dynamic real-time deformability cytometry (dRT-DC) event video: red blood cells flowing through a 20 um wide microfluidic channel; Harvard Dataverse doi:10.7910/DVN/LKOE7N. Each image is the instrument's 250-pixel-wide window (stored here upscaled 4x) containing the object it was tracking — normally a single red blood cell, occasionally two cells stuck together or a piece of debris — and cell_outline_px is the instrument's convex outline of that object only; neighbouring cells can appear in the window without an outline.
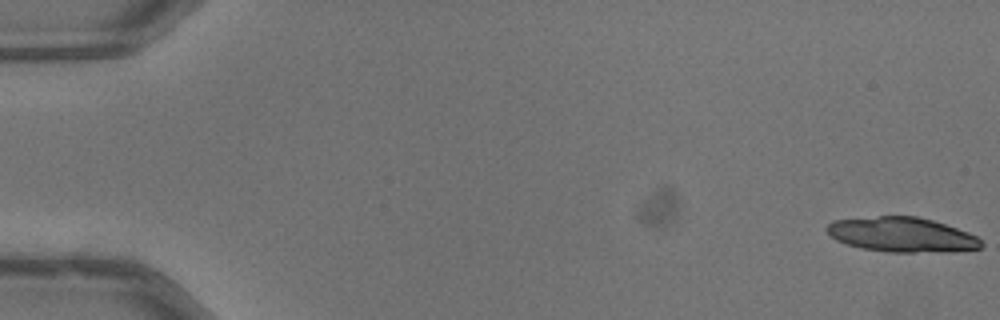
{"species": "common noctule bat (a hibernating species)", "species_latin": "Nyctalus noctula", "temperature_condition": "warm", "stored_images_in_passage": 33, "camera_frame_rate_fps": 3000, "um_per_image_px": 0.085, "animal": {"sex": "male", "body_mass_g": 13.3}, "frame": {"image": 1, "passage_image": 1, "time_ms": 0.0, "image_size_px": [1000, 320], "cell_outline_px": [[984, 244], [980, 248], [952, 252], [888, 252], [860, 248], [836, 240], [824, 228], [832, 220], [876, 216], [916, 216], [932, 220], [968, 232], [976, 236]], "centroid_in_image_um": [76.65, 19.95], "position_along_channel_um": 8.3, "area_um2": 31.33}}
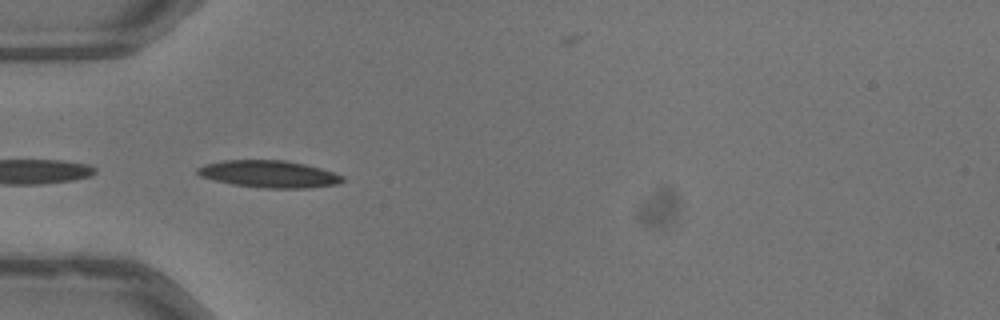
{"frame": {"image": 2, "passage_image": 18, "time_ms": 5.667, "image_size_px": [1000, 320], "cell_outline_px": [[344, 180], [336, 184], [308, 188], [264, 188], [232, 184], [200, 176], [196, 172], [196, 168], [204, 164], [224, 160], [284, 160], [304, 164], [320, 168], [344, 176]], "centroid_in_image_um": [22.84, 14.79], "position_along_channel_um": 62.2, "area_um2": 22.77}}